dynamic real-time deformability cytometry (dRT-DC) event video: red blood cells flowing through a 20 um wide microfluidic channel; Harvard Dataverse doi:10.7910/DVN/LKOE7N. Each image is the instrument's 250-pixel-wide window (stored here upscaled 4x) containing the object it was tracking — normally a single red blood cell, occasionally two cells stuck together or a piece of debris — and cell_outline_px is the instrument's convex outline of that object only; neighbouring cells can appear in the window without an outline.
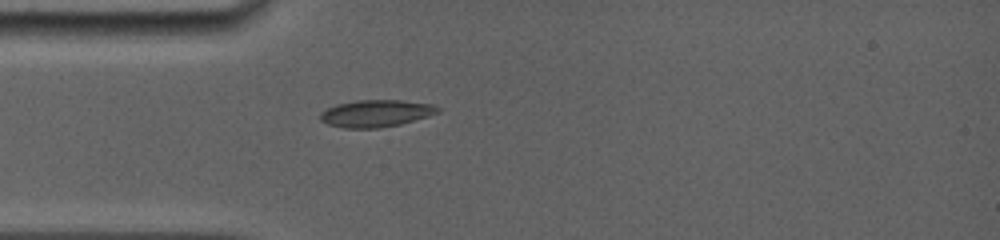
{"species": "common noctule bat (a hibernating species)", "species_latin": "Nyctalus noctula", "temperature_condition": "room temperature", "stored_images_in_passage": 35, "camera_frame_rate_fps": 5000, "um_per_image_px": 0.085, "animal": {"sex": "female", "body_mass_g": 19.0, "forearm_length_mm": 56.7}, "frame": {"image": 1, "passage_image": 1, "time_ms": 0.0, "image_size_px": [1000, 240], "cell_outline_px": [[440, 112], [428, 116], [400, 124], [380, 128], [344, 128], [328, 124], [320, 120], [320, 112], [336, 104], [356, 100], [400, 100], [436, 104], [440, 108]], "centroid_in_image_um": [31.98, 9.63], "position_along_channel_um": 53.0, "area_um2": 18.67}}
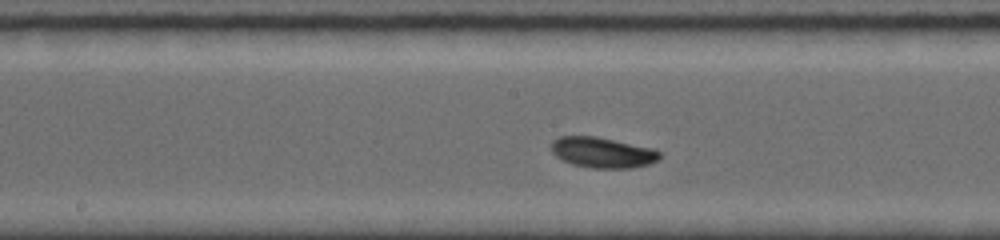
{"frame": {"image": 2, "passage_image": 16, "time_ms": 2.4, "image_size_px": [1000, 240], "cell_outline_px": [[660, 156], [656, 160], [648, 164], [632, 168], [592, 168], [572, 164], [556, 156], [552, 152], [552, 140], [560, 136], [596, 136], [656, 148], [660, 152]], "centroid_in_image_um": [51.23, 12.95], "position_along_channel_um": 197.0, "area_um2": 19.36}}
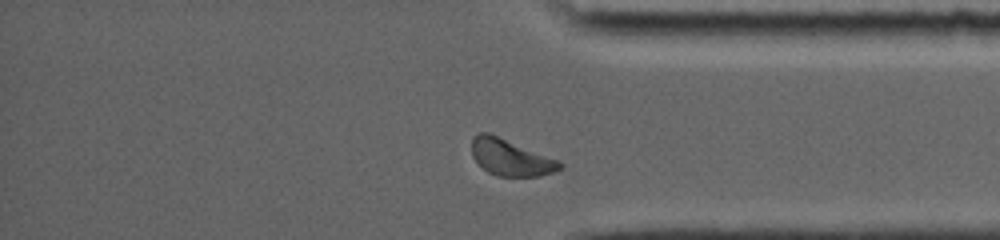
{"frame": {"image": 3, "passage_image": 32, "time_ms": 7.4, "image_size_px": [1000, 240], "cell_outline_px": [[564, 168], [556, 172], [540, 176], [496, 176], [488, 172], [472, 156], [472, 136], [480, 132], [488, 132], [560, 160], [564, 164]], "centroid_in_image_um": [43.45, 13.39], "position_along_channel_um": 391.7, "area_um2": 18.9}, "authors_computed_cell_mechanics": {"area_um2": 18.8428, "velocity_mm_per_s": 3.8964, "shape_relaxation_time_tau1_ms": 1.2288, "shape_relaxation_time_tau2_ms": null, "deformation_change_tau1": 0.0668, "deformation_change_tau2": null}}